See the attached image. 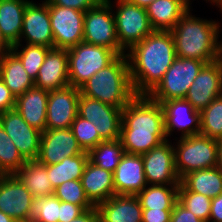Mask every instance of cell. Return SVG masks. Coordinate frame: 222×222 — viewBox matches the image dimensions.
<instances>
[{"mask_svg": "<svg viewBox=\"0 0 222 222\" xmlns=\"http://www.w3.org/2000/svg\"><path fill=\"white\" fill-rule=\"evenodd\" d=\"M136 95H148L176 58L170 31H153L126 53Z\"/></svg>", "mask_w": 222, "mask_h": 222, "instance_id": "obj_1", "label": "cell"}, {"mask_svg": "<svg viewBox=\"0 0 222 222\" xmlns=\"http://www.w3.org/2000/svg\"><path fill=\"white\" fill-rule=\"evenodd\" d=\"M166 140L162 105L148 95H135L122 109L120 141L124 152L141 155Z\"/></svg>", "mask_w": 222, "mask_h": 222, "instance_id": "obj_2", "label": "cell"}, {"mask_svg": "<svg viewBox=\"0 0 222 222\" xmlns=\"http://www.w3.org/2000/svg\"><path fill=\"white\" fill-rule=\"evenodd\" d=\"M189 9L170 31L176 57L201 60L207 64L220 58V23L192 15ZM191 13V14H190Z\"/></svg>", "mask_w": 222, "mask_h": 222, "instance_id": "obj_3", "label": "cell"}, {"mask_svg": "<svg viewBox=\"0 0 222 222\" xmlns=\"http://www.w3.org/2000/svg\"><path fill=\"white\" fill-rule=\"evenodd\" d=\"M79 89L85 96L123 109L136 95L126 53L119 55L111 64L95 73Z\"/></svg>", "mask_w": 222, "mask_h": 222, "instance_id": "obj_4", "label": "cell"}, {"mask_svg": "<svg viewBox=\"0 0 222 222\" xmlns=\"http://www.w3.org/2000/svg\"><path fill=\"white\" fill-rule=\"evenodd\" d=\"M177 141L173 148L175 169L180 179L189 172L217 166L218 140L198 134L179 137Z\"/></svg>", "mask_w": 222, "mask_h": 222, "instance_id": "obj_5", "label": "cell"}, {"mask_svg": "<svg viewBox=\"0 0 222 222\" xmlns=\"http://www.w3.org/2000/svg\"><path fill=\"white\" fill-rule=\"evenodd\" d=\"M69 84L80 88L99 70L111 64L119 55L112 49L80 42L67 49Z\"/></svg>", "mask_w": 222, "mask_h": 222, "instance_id": "obj_6", "label": "cell"}, {"mask_svg": "<svg viewBox=\"0 0 222 222\" xmlns=\"http://www.w3.org/2000/svg\"><path fill=\"white\" fill-rule=\"evenodd\" d=\"M206 64L197 59L176 57L148 96L160 104L171 99H184L196 76Z\"/></svg>", "mask_w": 222, "mask_h": 222, "instance_id": "obj_7", "label": "cell"}, {"mask_svg": "<svg viewBox=\"0 0 222 222\" xmlns=\"http://www.w3.org/2000/svg\"><path fill=\"white\" fill-rule=\"evenodd\" d=\"M113 10L116 33L120 47L129 51L134 45L142 41L154 30L151 27L146 8L134 5L127 0H106ZM114 4V5H113Z\"/></svg>", "mask_w": 222, "mask_h": 222, "instance_id": "obj_8", "label": "cell"}, {"mask_svg": "<svg viewBox=\"0 0 222 222\" xmlns=\"http://www.w3.org/2000/svg\"><path fill=\"white\" fill-rule=\"evenodd\" d=\"M113 8L102 0L94 8L85 11L83 41L114 50L118 55L126 52L120 47L116 33Z\"/></svg>", "mask_w": 222, "mask_h": 222, "instance_id": "obj_9", "label": "cell"}, {"mask_svg": "<svg viewBox=\"0 0 222 222\" xmlns=\"http://www.w3.org/2000/svg\"><path fill=\"white\" fill-rule=\"evenodd\" d=\"M78 115L95 125L103 141L120 139L122 109L80 94Z\"/></svg>", "mask_w": 222, "mask_h": 222, "instance_id": "obj_10", "label": "cell"}, {"mask_svg": "<svg viewBox=\"0 0 222 222\" xmlns=\"http://www.w3.org/2000/svg\"><path fill=\"white\" fill-rule=\"evenodd\" d=\"M34 197L15 175H0V211L17 222H31Z\"/></svg>", "mask_w": 222, "mask_h": 222, "instance_id": "obj_11", "label": "cell"}, {"mask_svg": "<svg viewBox=\"0 0 222 222\" xmlns=\"http://www.w3.org/2000/svg\"><path fill=\"white\" fill-rule=\"evenodd\" d=\"M84 15L72 8L49 5L55 49H69L83 42Z\"/></svg>", "mask_w": 222, "mask_h": 222, "instance_id": "obj_12", "label": "cell"}, {"mask_svg": "<svg viewBox=\"0 0 222 222\" xmlns=\"http://www.w3.org/2000/svg\"><path fill=\"white\" fill-rule=\"evenodd\" d=\"M141 155L148 185H180L175 169L174 148L169 138Z\"/></svg>", "mask_w": 222, "mask_h": 222, "instance_id": "obj_13", "label": "cell"}, {"mask_svg": "<svg viewBox=\"0 0 222 222\" xmlns=\"http://www.w3.org/2000/svg\"><path fill=\"white\" fill-rule=\"evenodd\" d=\"M0 124L25 160L37 159L41 138L39 130L31 127L15 109L0 113Z\"/></svg>", "mask_w": 222, "mask_h": 222, "instance_id": "obj_14", "label": "cell"}, {"mask_svg": "<svg viewBox=\"0 0 222 222\" xmlns=\"http://www.w3.org/2000/svg\"><path fill=\"white\" fill-rule=\"evenodd\" d=\"M80 89L71 85L49 91L46 130L68 129L78 115Z\"/></svg>", "mask_w": 222, "mask_h": 222, "instance_id": "obj_15", "label": "cell"}, {"mask_svg": "<svg viewBox=\"0 0 222 222\" xmlns=\"http://www.w3.org/2000/svg\"><path fill=\"white\" fill-rule=\"evenodd\" d=\"M71 128L45 130L41 133L37 161L44 165L62 162L66 157L82 154Z\"/></svg>", "mask_w": 222, "mask_h": 222, "instance_id": "obj_16", "label": "cell"}, {"mask_svg": "<svg viewBox=\"0 0 222 222\" xmlns=\"http://www.w3.org/2000/svg\"><path fill=\"white\" fill-rule=\"evenodd\" d=\"M54 48L49 5L44 0L38 5L30 1L25 7L20 43Z\"/></svg>", "mask_w": 222, "mask_h": 222, "instance_id": "obj_17", "label": "cell"}, {"mask_svg": "<svg viewBox=\"0 0 222 222\" xmlns=\"http://www.w3.org/2000/svg\"><path fill=\"white\" fill-rule=\"evenodd\" d=\"M219 95H222V62L217 60L201 69L184 99L201 111Z\"/></svg>", "mask_w": 222, "mask_h": 222, "instance_id": "obj_18", "label": "cell"}, {"mask_svg": "<svg viewBox=\"0 0 222 222\" xmlns=\"http://www.w3.org/2000/svg\"><path fill=\"white\" fill-rule=\"evenodd\" d=\"M166 137L173 136L174 130L181 131L180 138L200 134V111L185 99H171L162 104Z\"/></svg>", "mask_w": 222, "mask_h": 222, "instance_id": "obj_19", "label": "cell"}, {"mask_svg": "<svg viewBox=\"0 0 222 222\" xmlns=\"http://www.w3.org/2000/svg\"><path fill=\"white\" fill-rule=\"evenodd\" d=\"M116 195H137L148 184L139 154L124 153L113 173Z\"/></svg>", "mask_w": 222, "mask_h": 222, "instance_id": "obj_20", "label": "cell"}, {"mask_svg": "<svg viewBox=\"0 0 222 222\" xmlns=\"http://www.w3.org/2000/svg\"><path fill=\"white\" fill-rule=\"evenodd\" d=\"M34 82L35 87L48 92L70 85L67 49H51L47 53Z\"/></svg>", "mask_w": 222, "mask_h": 222, "instance_id": "obj_21", "label": "cell"}, {"mask_svg": "<svg viewBox=\"0 0 222 222\" xmlns=\"http://www.w3.org/2000/svg\"><path fill=\"white\" fill-rule=\"evenodd\" d=\"M85 195L93 206L110 199L115 194L113 173L88 161L80 179Z\"/></svg>", "mask_w": 222, "mask_h": 222, "instance_id": "obj_22", "label": "cell"}, {"mask_svg": "<svg viewBox=\"0 0 222 222\" xmlns=\"http://www.w3.org/2000/svg\"><path fill=\"white\" fill-rule=\"evenodd\" d=\"M97 209L100 222H142L143 208L136 195H114Z\"/></svg>", "mask_w": 222, "mask_h": 222, "instance_id": "obj_23", "label": "cell"}, {"mask_svg": "<svg viewBox=\"0 0 222 222\" xmlns=\"http://www.w3.org/2000/svg\"><path fill=\"white\" fill-rule=\"evenodd\" d=\"M48 94V91L34 86L15 100L14 109L31 127L41 133L46 130Z\"/></svg>", "mask_w": 222, "mask_h": 222, "instance_id": "obj_24", "label": "cell"}, {"mask_svg": "<svg viewBox=\"0 0 222 222\" xmlns=\"http://www.w3.org/2000/svg\"><path fill=\"white\" fill-rule=\"evenodd\" d=\"M189 9L185 0H155L146 12L154 31H171Z\"/></svg>", "mask_w": 222, "mask_h": 222, "instance_id": "obj_25", "label": "cell"}, {"mask_svg": "<svg viewBox=\"0 0 222 222\" xmlns=\"http://www.w3.org/2000/svg\"><path fill=\"white\" fill-rule=\"evenodd\" d=\"M30 0H0V33L13 46L20 43L25 7Z\"/></svg>", "mask_w": 222, "mask_h": 222, "instance_id": "obj_26", "label": "cell"}, {"mask_svg": "<svg viewBox=\"0 0 222 222\" xmlns=\"http://www.w3.org/2000/svg\"><path fill=\"white\" fill-rule=\"evenodd\" d=\"M0 78L15 98L35 86L34 80L27 74L21 60L12 50L0 56Z\"/></svg>", "mask_w": 222, "mask_h": 222, "instance_id": "obj_27", "label": "cell"}, {"mask_svg": "<svg viewBox=\"0 0 222 222\" xmlns=\"http://www.w3.org/2000/svg\"><path fill=\"white\" fill-rule=\"evenodd\" d=\"M36 198L47 197L54 193V188L47 176V165L37 160H26L25 164L14 174Z\"/></svg>", "mask_w": 222, "mask_h": 222, "instance_id": "obj_28", "label": "cell"}, {"mask_svg": "<svg viewBox=\"0 0 222 222\" xmlns=\"http://www.w3.org/2000/svg\"><path fill=\"white\" fill-rule=\"evenodd\" d=\"M180 183L190 192L215 198L222 193V171L218 167L195 170L184 175Z\"/></svg>", "mask_w": 222, "mask_h": 222, "instance_id": "obj_29", "label": "cell"}, {"mask_svg": "<svg viewBox=\"0 0 222 222\" xmlns=\"http://www.w3.org/2000/svg\"><path fill=\"white\" fill-rule=\"evenodd\" d=\"M178 187L179 185H147L136 196L143 209L173 210L178 201Z\"/></svg>", "mask_w": 222, "mask_h": 222, "instance_id": "obj_30", "label": "cell"}, {"mask_svg": "<svg viewBox=\"0 0 222 222\" xmlns=\"http://www.w3.org/2000/svg\"><path fill=\"white\" fill-rule=\"evenodd\" d=\"M89 161L88 152L66 157L62 162L47 165V176L53 188L70 180H80Z\"/></svg>", "mask_w": 222, "mask_h": 222, "instance_id": "obj_31", "label": "cell"}, {"mask_svg": "<svg viewBox=\"0 0 222 222\" xmlns=\"http://www.w3.org/2000/svg\"><path fill=\"white\" fill-rule=\"evenodd\" d=\"M124 153L120 139L103 141L88 152V158L91 163L114 173Z\"/></svg>", "mask_w": 222, "mask_h": 222, "instance_id": "obj_32", "label": "cell"}, {"mask_svg": "<svg viewBox=\"0 0 222 222\" xmlns=\"http://www.w3.org/2000/svg\"><path fill=\"white\" fill-rule=\"evenodd\" d=\"M200 134L211 139H222V95L200 111Z\"/></svg>", "mask_w": 222, "mask_h": 222, "instance_id": "obj_33", "label": "cell"}, {"mask_svg": "<svg viewBox=\"0 0 222 222\" xmlns=\"http://www.w3.org/2000/svg\"><path fill=\"white\" fill-rule=\"evenodd\" d=\"M25 162L0 124V175H14Z\"/></svg>", "mask_w": 222, "mask_h": 222, "instance_id": "obj_34", "label": "cell"}, {"mask_svg": "<svg viewBox=\"0 0 222 222\" xmlns=\"http://www.w3.org/2000/svg\"><path fill=\"white\" fill-rule=\"evenodd\" d=\"M11 50L19 57L27 74L35 81L39 69L51 48L30 44L23 47L22 43H17L11 46Z\"/></svg>", "mask_w": 222, "mask_h": 222, "instance_id": "obj_35", "label": "cell"}, {"mask_svg": "<svg viewBox=\"0 0 222 222\" xmlns=\"http://www.w3.org/2000/svg\"><path fill=\"white\" fill-rule=\"evenodd\" d=\"M178 202L204 222H209L211 198L188 191L181 183L178 187Z\"/></svg>", "mask_w": 222, "mask_h": 222, "instance_id": "obj_36", "label": "cell"}, {"mask_svg": "<svg viewBox=\"0 0 222 222\" xmlns=\"http://www.w3.org/2000/svg\"><path fill=\"white\" fill-rule=\"evenodd\" d=\"M71 130L84 152H89L100 142H103L99 133L95 129V125L79 115L74 119L71 125Z\"/></svg>", "mask_w": 222, "mask_h": 222, "instance_id": "obj_37", "label": "cell"}, {"mask_svg": "<svg viewBox=\"0 0 222 222\" xmlns=\"http://www.w3.org/2000/svg\"><path fill=\"white\" fill-rule=\"evenodd\" d=\"M60 201L80 205L84 210L94 207L87 199L80 180H70L54 189L53 193Z\"/></svg>", "mask_w": 222, "mask_h": 222, "instance_id": "obj_38", "label": "cell"}, {"mask_svg": "<svg viewBox=\"0 0 222 222\" xmlns=\"http://www.w3.org/2000/svg\"><path fill=\"white\" fill-rule=\"evenodd\" d=\"M60 200L54 195L34 199L31 222H58Z\"/></svg>", "mask_w": 222, "mask_h": 222, "instance_id": "obj_39", "label": "cell"}, {"mask_svg": "<svg viewBox=\"0 0 222 222\" xmlns=\"http://www.w3.org/2000/svg\"><path fill=\"white\" fill-rule=\"evenodd\" d=\"M48 5H58L61 7L72 8L78 11L85 12L88 9L94 8L102 0H45Z\"/></svg>", "mask_w": 222, "mask_h": 222, "instance_id": "obj_40", "label": "cell"}, {"mask_svg": "<svg viewBox=\"0 0 222 222\" xmlns=\"http://www.w3.org/2000/svg\"><path fill=\"white\" fill-rule=\"evenodd\" d=\"M170 222H204L191 211L181 205L178 201L171 211Z\"/></svg>", "mask_w": 222, "mask_h": 222, "instance_id": "obj_41", "label": "cell"}, {"mask_svg": "<svg viewBox=\"0 0 222 222\" xmlns=\"http://www.w3.org/2000/svg\"><path fill=\"white\" fill-rule=\"evenodd\" d=\"M85 210L80 205L60 201V217L58 222H70Z\"/></svg>", "mask_w": 222, "mask_h": 222, "instance_id": "obj_42", "label": "cell"}, {"mask_svg": "<svg viewBox=\"0 0 222 222\" xmlns=\"http://www.w3.org/2000/svg\"><path fill=\"white\" fill-rule=\"evenodd\" d=\"M15 96L0 78V113L15 108Z\"/></svg>", "mask_w": 222, "mask_h": 222, "instance_id": "obj_43", "label": "cell"}, {"mask_svg": "<svg viewBox=\"0 0 222 222\" xmlns=\"http://www.w3.org/2000/svg\"><path fill=\"white\" fill-rule=\"evenodd\" d=\"M171 211L143 209L142 222H170Z\"/></svg>", "mask_w": 222, "mask_h": 222, "instance_id": "obj_44", "label": "cell"}, {"mask_svg": "<svg viewBox=\"0 0 222 222\" xmlns=\"http://www.w3.org/2000/svg\"><path fill=\"white\" fill-rule=\"evenodd\" d=\"M209 222H222V193L211 199Z\"/></svg>", "mask_w": 222, "mask_h": 222, "instance_id": "obj_45", "label": "cell"}, {"mask_svg": "<svg viewBox=\"0 0 222 222\" xmlns=\"http://www.w3.org/2000/svg\"><path fill=\"white\" fill-rule=\"evenodd\" d=\"M70 222H100L99 212L96 206L85 210Z\"/></svg>", "mask_w": 222, "mask_h": 222, "instance_id": "obj_46", "label": "cell"}, {"mask_svg": "<svg viewBox=\"0 0 222 222\" xmlns=\"http://www.w3.org/2000/svg\"><path fill=\"white\" fill-rule=\"evenodd\" d=\"M11 50V46L5 41L0 33V56Z\"/></svg>", "mask_w": 222, "mask_h": 222, "instance_id": "obj_47", "label": "cell"}, {"mask_svg": "<svg viewBox=\"0 0 222 222\" xmlns=\"http://www.w3.org/2000/svg\"><path fill=\"white\" fill-rule=\"evenodd\" d=\"M217 167L222 171V139L218 140Z\"/></svg>", "mask_w": 222, "mask_h": 222, "instance_id": "obj_48", "label": "cell"}, {"mask_svg": "<svg viewBox=\"0 0 222 222\" xmlns=\"http://www.w3.org/2000/svg\"><path fill=\"white\" fill-rule=\"evenodd\" d=\"M127 1L139 7L146 8L149 4H151L155 0H127Z\"/></svg>", "mask_w": 222, "mask_h": 222, "instance_id": "obj_49", "label": "cell"}, {"mask_svg": "<svg viewBox=\"0 0 222 222\" xmlns=\"http://www.w3.org/2000/svg\"><path fill=\"white\" fill-rule=\"evenodd\" d=\"M0 222H17L10 216H7L4 212L0 211Z\"/></svg>", "mask_w": 222, "mask_h": 222, "instance_id": "obj_50", "label": "cell"}, {"mask_svg": "<svg viewBox=\"0 0 222 222\" xmlns=\"http://www.w3.org/2000/svg\"><path fill=\"white\" fill-rule=\"evenodd\" d=\"M209 1L212 5H216L217 7L222 3V0H206Z\"/></svg>", "mask_w": 222, "mask_h": 222, "instance_id": "obj_51", "label": "cell"}, {"mask_svg": "<svg viewBox=\"0 0 222 222\" xmlns=\"http://www.w3.org/2000/svg\"><path fill=\"white\" fill-rule=\"evenodd\" d=\"M219 60L222 62V40H220V58Z\"/></svg>", "mask_w": 222, "mask_h": 222, "instance_id": "obj_52", "label": "cell"}, {"mask_svg": "<svg viewBox=\"0 0 222 222\" xmlns=\"http://www.w3.org/2000/svg\"><path fill=\"white\" fill-rule=\"evenodd\" d=\"M218 8H220V11L222 13V3L218 6Z\"/></svg>", "mask_w": 222, "mask_h": 222, "instance_id": "obj_53", "label": "cell"}, {"mask_svg": "<svg viewBox=\"0 0 222 222\" xmlns=\"http://www.w3.org/2000/svg\"><path fill=\"white\" fill-rule=\"evenodd\" d=\"M185 1H186L188 4H190V5L192 4V3H190V2H191V0H185Z\"/></svg>", "mask_w": 222, "mask_h": 222, "instance_id": "obj_54", "label": "cell"}]
</instances>
